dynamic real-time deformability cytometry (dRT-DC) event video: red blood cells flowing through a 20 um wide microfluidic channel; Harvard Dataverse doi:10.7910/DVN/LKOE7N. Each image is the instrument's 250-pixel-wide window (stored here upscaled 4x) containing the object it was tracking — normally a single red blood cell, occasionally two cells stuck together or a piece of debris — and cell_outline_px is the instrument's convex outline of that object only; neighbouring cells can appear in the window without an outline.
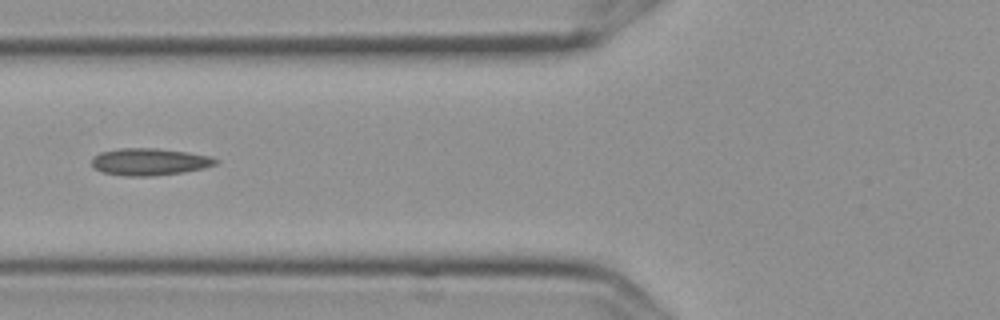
{"species": "Egyptian fruit bat (a non-hibernating species)", "species_latin": "Rousettus aegyptiacus", "temperature_condition": "cold", "stored_images_in_passage": 7, "segment_of_instrument_passage": [2, 2], "camera_frame_rate_fps": 3000, "um_per_image_px": 0.085, "frame": {"image": 1, "passage_image": 7, "time_ms": 2.0, "image_size_px": [1000, 320], "cell_outline_px": [[220, 160], [216, 164], [204, 168], [184, 172], [152, 176], [124, 176], [104, 172], [96, 168], [92, 164], [92, 156], [100, 152], [120, 148], [156, 148], [188, 152], [208, 156]], "centroid_in_image_um": [12.71, 13.75], "position_along_channel_um": 113.1, "area_um2": 19.54}}